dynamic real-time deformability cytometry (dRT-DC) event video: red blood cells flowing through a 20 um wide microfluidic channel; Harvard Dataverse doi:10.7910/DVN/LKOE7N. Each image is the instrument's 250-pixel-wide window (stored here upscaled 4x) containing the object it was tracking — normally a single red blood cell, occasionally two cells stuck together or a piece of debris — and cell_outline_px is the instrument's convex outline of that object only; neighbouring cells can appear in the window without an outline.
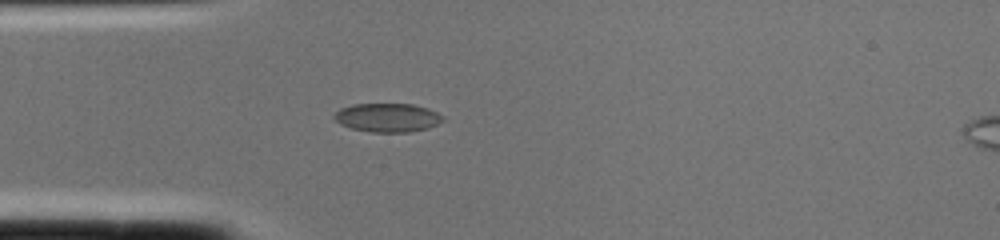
{"species": "common noctule bat (a hibernating species)", "species_latin": "Nyctalus noctula", "temperature_condition": "cold", "stored_images_in_passage": 2, "segment_of_instrument_passage": [1, 2], "camera_frame_rate_fps": 3000, "um_per_image_px": 0.085, "animal": {"sex": "female", "body_mass_g": 22.0, "forearm_length_mm": 56.7}, "frame": {"image": 1, "passage_image": 1, "time_ms": 0.0, "image_size_px": [1000, 240], "cell_outline_px": [[444, 120], [428, 128], [408, 132], [372, 132], [352, 128], [340, 124], [332, 116], [340, 108], [352, 104], [412, 104], [428, 108], [444, 116]], "centroid_in_image_um": [32.93, 9.99], "position_along_channel_um": 52.1, "area_um2": 18.15}}